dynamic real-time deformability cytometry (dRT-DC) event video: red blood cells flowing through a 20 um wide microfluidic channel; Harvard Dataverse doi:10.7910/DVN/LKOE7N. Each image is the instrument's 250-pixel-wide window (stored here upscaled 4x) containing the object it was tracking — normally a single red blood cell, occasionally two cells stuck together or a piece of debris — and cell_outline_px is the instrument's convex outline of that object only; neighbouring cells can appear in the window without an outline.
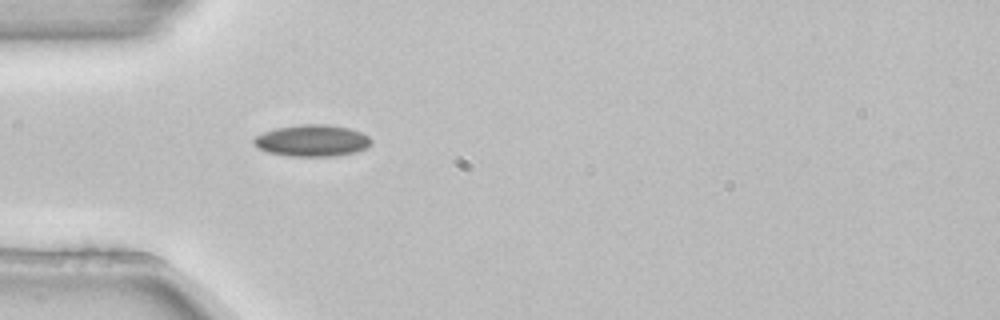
{"species": "common noctule bat (a hibernating species)", "species_latin": "Nyctalus noctula", "temperature_condition": "room temperature", "stored_images_in_passage": 4, "camera_frame_rate_fps": 3000, "um_per_image_px": 0.085, "animal": {"sex": "female", "body_mass_g": 22.7, "forearm_length_mm": 54.2}, "frame": {"image": 1, "passage_image": 4, "time_ms": 1.0, "image_size_px": [1000, 320], "cell_outline_px": [[372, 144], [368, 148], [356, 152], [336, 156], [288, 156], [268, 152], [252, 144], [252, 140], [256, 136], [264, 132], [276, 128], [300, 124], [328, 124], [348, 128], [360, 132], [368, 136], [372, 140]], "centroid_in_image_um": [26.55, 11.95], "position_along_channel_um": 58.5, "area_um2": 21.79}}